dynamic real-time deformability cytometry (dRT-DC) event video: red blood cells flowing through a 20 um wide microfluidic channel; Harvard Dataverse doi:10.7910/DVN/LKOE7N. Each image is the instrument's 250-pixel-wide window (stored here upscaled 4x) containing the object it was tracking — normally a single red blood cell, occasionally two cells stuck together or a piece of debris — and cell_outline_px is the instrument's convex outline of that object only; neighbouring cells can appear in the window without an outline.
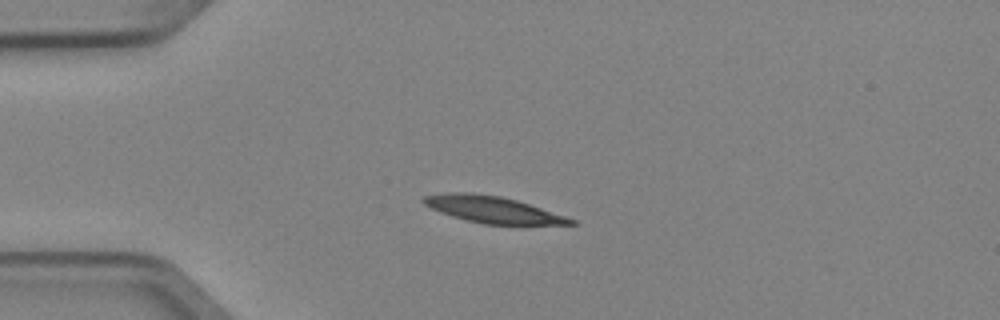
{"species": "Egyptian fruit bat (a non-hibernating species)", "species_latin": "Rousettus aegyptiacus", "temperature_condition": "cold", "stored_images_in_passage": 6, "camera_frame_rate_fps": 3000, "um_per_image_px": 0.085, "animal": {"sex": "female"}, "frame": {"image": 1, "passage_image": 3, "time_ms": 0.667, "image_size_px": [1000, 320], "cell_outline_px": [[580, 224], [484, 224], [452, 216], [440, 212], [424, 204], [420, 200], [424, 196], [448, 192], [472, 192], [500, 196], [516, 200], [576, 220]], "centroid_in_image_um": [41.83, 17.8], "position_along_channel_um": 43.2, "area_um2": 22.43}}
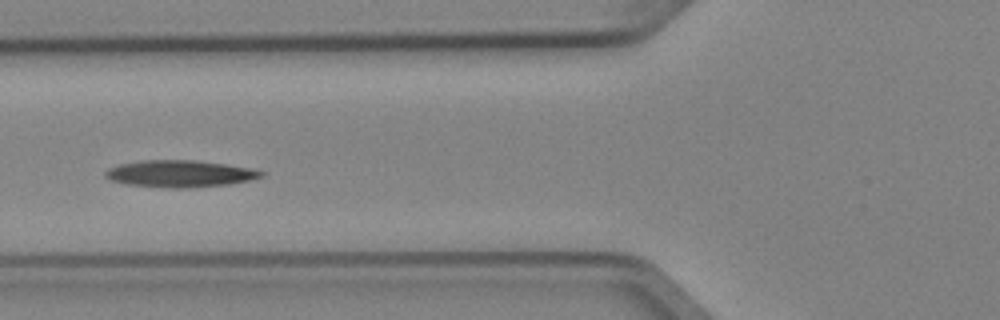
{"frame": {"image": 2, "passage_image": 5, "time_ms": 1.333, "image_size_px": [1000, 320], "cell_outline_px": [[264, 176], [232, 184], [184, 188], [164, 188], [128, 184], [112, 180], [104, 176], [104, 172], [108, 168], [120, 164], [144, 160], [196, 160], [224, 164], [248, 168], [264, 172]], "centroid_in_image_um": [15.27, 14.77], "position_along_channel_um": 110.5, "area_um2": 24.28}}
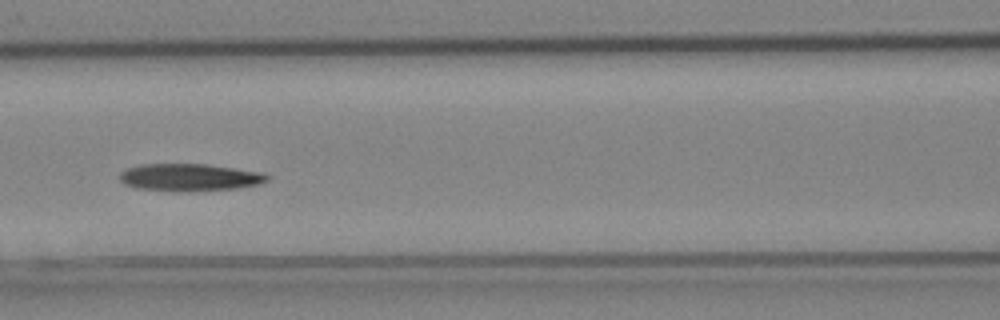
{"frame": {"image": 3, "passage_image": 6, "time_ms": 1.667, "image_size_px": [1000, 320], "cell_outline_px": [[272, 176], [268, 180], [260, 184], [240, 188], [180, 192], [136, 188], [124, 184], [120, 180], [120, 172], [124, 168], [140, 164], [208, 164], [264, 172]], "centroid_in_image_um": [16.14, 15.07], "position_along_channel_um": 150.5, "area_um2": 23.99}}